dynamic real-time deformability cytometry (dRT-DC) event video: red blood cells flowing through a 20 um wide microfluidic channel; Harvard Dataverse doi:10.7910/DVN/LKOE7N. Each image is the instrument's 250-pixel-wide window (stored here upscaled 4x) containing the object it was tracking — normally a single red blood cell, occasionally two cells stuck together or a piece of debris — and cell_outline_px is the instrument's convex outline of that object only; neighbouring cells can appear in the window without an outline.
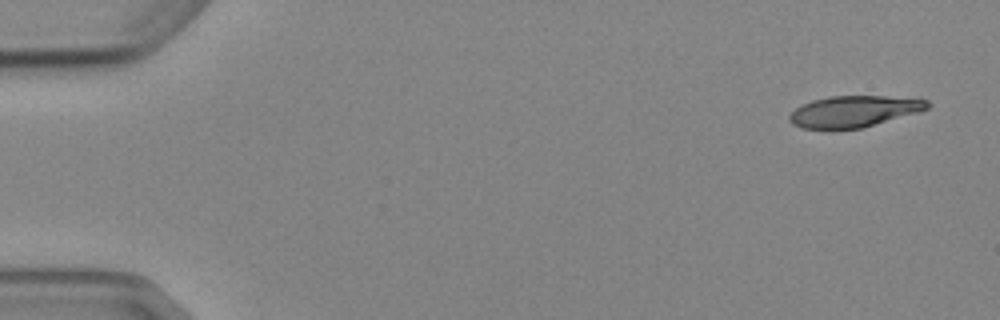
{"species": "Egyptian fruit bat (a non-hibernating species)", "species_latin": "Rousettus aegyptiacus", "temperature_condition": "cold", "stored_images_in_passage": 5, "segment_of_instrument_passage": [1, 2], "camera_frame_rate_fps": 3000, "um_per_image_px": 0.085, "animal": {"sex": "female"}, "frame": {"image": 1, "passage_image": 1, "time_ms": 0.0, "image_size_px": [1000, 320], "cell_outline_px": [[932, 104], [928, 108], [920, 112], [860, 128], [804, 128], [792, 124], [788, 120], [788, 116], [796, 108], [812, 100], [828, 96], [884, 96], [928, 100]], "centroid_in_image_um": [72.6, 9.45], "position_along_channel_um": 12.4, "area_um2": 24.91}}
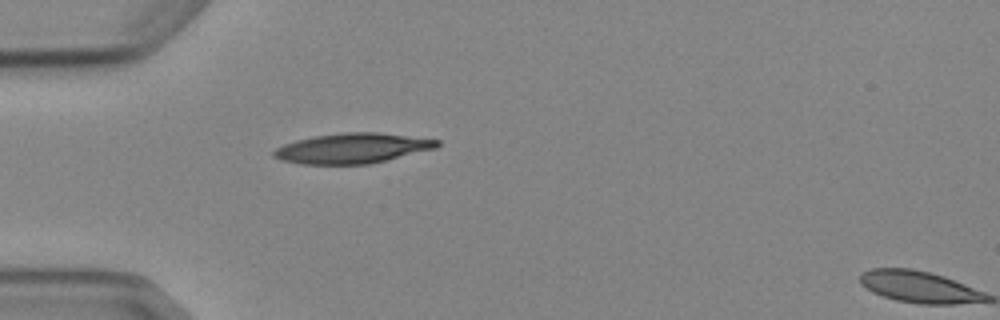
{"frame": {"image": 2, "passage_image": 4, "time_ms": 4.333, "image_size_px": [1000, 320], "cell_outline_px": [[440, 144], [436, 148], [368, 164], [300, 164], [280, 160], [272, 156], [272, 152], [276, 148], [284, 144], [296, 140], [312, 136], [344, 132], [376, 132], [440, 140]], "centroid_in_image_um": [29.9, 12.6], "position_along_channel_um": 55.1, "area_um2": 28.55}}